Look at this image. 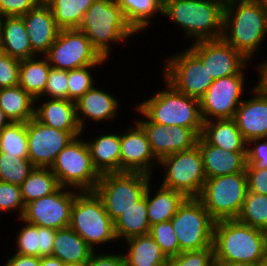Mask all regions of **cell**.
I'll list each match as a JSON object with an SVG mask.
<instances>
[{"label":"cell","instance_id":"cell-10","mask_svg":"<svg viewBox=\"0 0 267 266\" xmlns=\"http://www.w3.org/2000/svg\"><path fill=\"white\" fill-rule=\"evenodd\" d=\"M159 166L165 170L161 185L181 192L186 198H198L206 175L198 145L163 157Z\"/></svg>","mask_w":267,"mask_h":266},{"label":"cell","instance_id":"cell-34","mask_svg":"<svg viewBox=\"0 0 267 266\" xmlns=\"http://www.w3.org/2000/svg\"><path fill=\"white\" fill-rule=\"evenodd\" d=\"M20 60L19 86L34 99L44 93L51 66L45 56Z\"/></svg>","mask_w":267,"mask_h":266},{"label":"cell","instance_id":"cell-26","mask_svg":"<svg viewBox=\"0 0 267 266\" xmlns=\"http://www.w3.org/2000/svg\"><path fill=\"white\" fill-rule=\"evenodd\" d=\"M86 142L93 166L100 175L121 172L120 133L107 132Z\"/></svg>","mask_w":267,"mask_h":266},{"label":"cell","instance_id":"cell-3","mask_svg":"<svg viewBox=\"0 0 267 266\" xmlns=\"http://www.w3.org/2000/svg\"><path fill=\"white\" fill-rule=\"evenodd\" d=\"M212 246L215 262L261 264L267 250V233L237 219L215 221Z\"/></svg>","mask_w":267,"mask_h":266},{"label":"cell","instance_id":"cell-33","mask_svg":"<svg viewBox=\"0 0 267 266\" xmlns=\"http://www.w3.org/2000/svg\"><path fill=\"white\" fill-rule=\"evenodd\" d=\"M0 108L11 122H27L34 117L35 99L19 85L1 88Z\"/></svg>","mask_w":267,"mask_h":266},{"label":"cell","instance_id":"cell-5","mask_svg":"<svg viewBox=\"0 0 267 266\" xmlns=\"http://www.w3.org/2000/svg\"><path fill=\"white\" fill-rule=\"evenodd\" d=\"M164 82L165 88L136 104L137 112L154 123L165 127L184 126L201 136L203 120L199 100L179 92L165 79Z\"/></svg>","mask_w":267,"mask_h":266},{"label":"cell","instance_id":"cell-1","mask_svg":"<svg viewBox=\"0 0 267 266\" xmlns=\"http://www.w3.org/2000/svg\"><path fill=\"white\" fill-rule=\"evenodd\" d=\"M266 37L267 10L257 0H226L222 38L229 45L251 62Z\"/></svg>","mask_w":267,"mask_h":266},{"label":"cell","instance_id":"cell-28","mask_svg":"<svg viewBox=\"0 0 267 266\" xmlns=\"http://www.w3.org/2000/svg\"><path fill=\"white\" fill-rule=\"evenodd\" d=\"M201 136L210 145L220 147L226 151L247 152V142L234 119L204 121Z\"/></svg>","mask_w":267,"mask_h":266},{"label":"cell","instance_id":"cell-29","mask_svg":"<svg viewBox=\"0 0 267 266\" xmlns=\"http://www.w3.org/2000/svg\"><path fill=\"white\" fill-rule=\"evenodd\" d=\"M94 250L70 226L56 230L53 257L68 265L86 263Z\"/></svg>","mask_w":267,"mask_h":266},{"label":"cell","instance_id":"cell-43","mask_svg":"<svg viewBox=\"0 0 267 266\" xmlns=\"http://www.w3.org/2000/svg\"><path fill=\"white\" fill-rule=\"evenodd\" d=\"M214 262V249L211 245L200 250L181 252L168 258L165 266H211Z\"/></svg>","mask_w":267,"mask_h":266},{"label":"cell","instance_id":"cell-17","mask_svg":"<svg viewBox=\"0 0 267 266\" xmlns=\"http://www.w3.org/2000/svg\"><path fill=\"white\" fill-rule=\"evenodd\" d=\"M204 64L212 78L239 74L250 63L223 38L200 40L188 47Z\"/></svg>","mask_w":267,"mask_h":266},{"label":"cell","instance_id":"cell-20","mask_svg":"<svg viewBox=\"0 0 267 266\" xmlns=\"http://www.w3.org/2000/svg\"><path fill=\"white\" fill-rule=\"evenodd\" d=\"M253 87L247 92L252 91L254 96L242 101L233 118L247 143L267 138V95Z\"/></svg>","mask_w":267,"mask_h":266},{"label":"cell","instance_id":"cell-57","mask_svg":"<svg viewBox=\"0 0 267 266\" xmlns=\"http://www.w3.org/2000/svg\"><path fill=\"white\" fill-rule=\"evenodd\" d=\"M261 266H267V250L265 252V256L261 262Z\"/></svg>","mask_w":267,"mask_h":266},{"label":"cell","instance_id":"cell-50","mask_svg":"<svg viewBox=\"0 0 267 266\" xmlns=\"http://www.w3.org/2000/svg\"><path fill=\"white\" fill-rule=\"evenodd\" d=\"M93 251L86 266H125V258L123 254L118 253H97ZM97 253V254H96Z\"/></svg>","mask_w":267,"mask_h":266},{"label":"cell","instance_id":"cell-11","mask_svg":"<svg viewBox=\"0 0 267 266\" xmlns=\"http://www.w3.org/2000/svg\"><path fill=\"white\" fill-rule=\"evenodd\" d=\"M170 220L180 253L212 245L215 220L198 198H186Z\"/></svg>","mask_w":267,"mask_h":266},{"label":"cell","instance_id":"cell-53","mask_svg":"<svg viewBox=\"0 0 267 266\" xmlns=\"http://www.w3.org/2000/svg\"><path fill=\"white\" fill-rule=\"evenodd\" d=\"M40 266H67L59 258L53 256L40 257Z\"/></svg>","mask_w":267,"mask_h":266},{"label":"cell","instance_id":"cell-37","mask_svg":"<svg viewBox=\"0 0 267 266\" xmlns=\"http://www.w3.org/2000/svg\"><path fill=\"white\" fill-rule=\"evenodd\" d=\"M95 0H52L50 6L53 17L60 29H78L85 12Z\"/></svg>","mask_w":267,"mask_h":266},{"label":"cell","instance_id":"cell-12","mask_svg":"<svg viewBox=\"0 0 267 266\" xmlns=\"http://www.w3.org/2000/svg\"><path fill=\"white\" fill-rule=\"evenodd\" d=\"M163 60V78L189 97L199 100L214 81L202 61L189 48Z\"/></svg>","mask_w":267,"mask_h":266},{"label":"cell","instance_id":"cell-30","mask_svg":"<svg viewBox=\"0 0 267 266\" xmlns=\"http://www.w3.org/2000/svg\"><path fill=\"white\" fill-rule=\"evenodd\" d=\"M149 185L145 191L147 201V215L149 224L154 225L160 222L169 221L177 212L178 207L184 202L186 197L178 191L159 186L152 194ZM153 195V196H152Z\"/></svg>","mask_w":267,"mask_h":266},{"label":"cell","instance_id":"cell-16","mask_svg":"<svg viewBox=\"0 0 267 266\" xmlns=\"http://www.w3.org/2000/svg\"><path fill=\"white\" fill-rule=\"evenodd\" d=\"M28 158L34 167L50 168L57 155L83 132H67L45 125L34 117L26 122Z\"/></svg>","mask_w":267,"mask_h":266},{"label":"cell","instance_id":"cell-54","mask_svg":"<svg viewBox=\"0 0 267 266\" xmlns=\"http://www.w3.org/2000/svg\"><path fill=\"white\" fill-rule=\"evenodd\" d=\"M11 123V120L6 116L3 110L0 108V131L8 126Z\"/></svg>","mask_w":267,"mask_h":266},{"label":"cell","instance_id":"cell-23","mask_svg":"<svg viewBox=\"0 0 267 266\" xmlns=\"http://www.w3.org/2000/svg\"><path fill=\"white\" fill-rule=\"evenodd\" d=\"M197 145L207 179L246 171L247 152L226 151L210 145L202 136H199Z\"/></svg>","mask_w":267,"mask_h":266},{"label":"cell","instance_id":"cell-44","mask_svg":"<svg viewBox=\"0 0 267 266\" xmlns=\"http://www.w3.org/2000/svg\"><path fill=\"white\" fill-rule=\"evenodd\" d=\"M68 70L50 68L44 93L35 100L45 98L68 100Z\"/></svg>","mask_w":267,"mask_h":266},{"label":"cell","instance_id":"cell-41","mask_svg":"<svg viewBox=\"0 0 267 266\" xmlns=\"http://www.w3.org/2000/svg\"><path fill=\"white\" fill-rule=\"evenodd\" d=\"M98 66L104 65H88L82 68L68 70V100L76 102L96 84L91 70L96 69Z\"/></svg>","mask_w":267,"mask_h":266},{"label":"cell","instance_id":"cell-31","mask_svg":"<svg viewBox=\"0 0 267 266\" xmlns=\"http://www.w3.org/2000/svg\"><path fill=\"white\" fill-rule=\"evenodd\" d=\"M125 266H165L168 258L160 246L149 235L135 236L126 239Z\"/></svg>","mask_w":267,"mask_h":266},{"label":"cell","instance_id":"cell-18","mask_svg":"<svg viewBox=\"0 0 267 266\" xmlns=\"http://www.w3.org/2000/svg\"><path fill=\"white\" fill-rule=\"evenodd\" d=\"M143 119L135 121L143 128L154 156L160 161L163 157L179 151H185L197 145L199 136L184 126L165 127L149 121L141 113Z\"/></svg>","mask_w":267,"mask_h":266},{"label":"cell","instance_id":"cell-45","mask_svg":"<svg viewBox=\"0 0 267 266\" xmlns=\"http://www.w3.org/2000/svg\"><path fill=\"white\" fill-rule=\"evenodd\" d=\"M24 208L20 186L0 181V214L18 211L17 216L21 218Z\"/></svg>","mask_w":267,"mask_h":266},{"label":"cell","instance_id":"cell-42","mask_svg":"<svg viewBox=\"0 0 267 266\" xmlns=\"http://www.w3.org/2000/svg\"><path fill=\"white\" fill-rule=\"evenodd\" d=\"M149 235L160 246L167 258L177 256L180 253L178 239L171 220L151 225Z\"/></svg>","mask_w":267,"mask_h":266},{"label":"cell","instance_id":"cell-56","mask_svg":"<svg viewBox=\"0 0 267 266\" xmlns=\"http://www.w3.org/2000/svg\"><path fill=\"white\" fill-rule=\"evenodd\" d=\"M37 4L48 5L52 0H34Z\"/></svg>","mask_w":267,"mask_h":266},{"label":"cell","instance_id":"cell-32","mask_svg":"<svg viewBox=\"0 0 267 266\" xmlns=\"http://www.w3.org/2000/svg\"><path fill=\"white\" fill-rule=\"evenodd\" d=\"M114 230L117 241L149 234L150 224L145 195L114 221Z\"/></svg>","mask_w":267,"mask_h":266},{"label":"cell","instance_id":"cell-15","mask_svg":"<svg viewBox=\"0 0 267 266\" xmlns=\"http://www.w3.org/2000/svg\"><path fill=\"white\" fill-rule=\"evenodd\" d=\"M79 192L75 189L60 187L51 195L26 204L21 219L39 227L55 230L69 227L72 205Z\"/></svg>","mask_w":267,"mask_h":266},{"label":"cell","instance_id":"cell-9","mask_svg":"<svg viewBox=\"0 0 267 266\" xmlns=\"http://www.w3.org/2000/svg\"><path fill=\"white\" fill-rule=\"evenodd\" d=\"M152 176L141 172H115L100 176L95 192L114 222L144 195Z\"/></svg>","mask_w":267,"mask_h":266},{"label":"cell","instance_id":"cell-4","mask_svg":"<svg viewBox=\"0 0 267 266\" xmlns=\"http://www.w3.org/2000/svg\"><path fill=\"white\" fill-rule=\"evenodd\" d=\"M90 39L92 46L105 59H110L111 46L125 44L138 34L127 22L117 0H95L85 12L78 28ZM113 43V44H112Z\"/></svg>","mask_w":267,"mask_h":266},{"label":"cell","instance_id":"cell-25","mask_svg":"<svg viewBox=\"0 0 267 266\" xmlns=\"http://www.w3.org/2000/svg\"><path fill=\"white\" fill-rule=\"evenodd\" d=\"M1 52L18 60L37 56L30 44L29 36L21 16L0 18Z\"/></svg>","mask_w":267,"mask_h":266},{"label":"cell","instance_id":"cell-38","mask_svg":"<svg viewBox=\"0 0 267 266\" xmlns=\"http://www.w3.org/2000/svg\"><path fill=\"white\" fill-rule=\"evenodd\" d=\"M241 223L267 232V195L247 192L240 214Z\"/></svg>","mask_w":267,"mask_h":266},{"label":"cell","instance_id":"cell-52","mask_svg":"<svg viewBox=\"0 0 267 266\" xmlns=\"http://www.w3.org/2000/svg\"><path fill=\"white\" fill-rule=\"evenodd\" d=\"M263 61L256 66V72L258 71V83L256 82L255 87L260 92L267 95V59Z\"/></svg>","mask_w":267,"mask_h":266},{"label":"cell","instance_id":"cell-40","mask_svg":"<svg viewBox=\"0 0 267 266\" xmlns=\"http://www.w3.org/2000/svg\"><path fill=\"white\" fill-rule=\"evenodd\" d=\"M35 167L29 158L0 152V181L20 186Z\"/></svg>","mask_w":267,"mask_h":266},{"label":"cell","instance_id":"cell-39","mask_svg":"<svg viewBox=\"0 0 267 266\" xmlns=\"http://www.w3.org/2000/svg\"><path fill=\"white\" fill-rule=\"evenodd\" d=\"M0 152L28 158L26 122H11L0 131Z\"/></svg>","mask_w":267,"mask_h":266},{"label":"cell","instance_id":"cell-59","mask_svg":"<svg viewBox=\"0 0 267 266\" xmlns=\"http://www.w3.org/2000/svg\"><path fill=\"white\" fill-rule=\"evenodd\" d=\"M211 266H223V265L218 262H214Z\"/></svg>","mask_w":267,"mask_h":266},{"label":"cell","instance_id":"cell-58","mask_svg":"<svg viewBox=\"0 0 267 266\" xmlns=\"http://www.w3.org/2000/svg\"><path fill=\"white\" fill-rule=\"evenodd\" d=\"M267 10V0H257Z\"/></svg>","mask_w":267,"mask_h":266},{"label":"cell","instance_id":"cell-51","mask_svg":"<svg viewBox=\"0 0 267 266\" xmlns=\"http://www.w3.org/2000/svg\"><path fill=\"white\" fill-rule=\"evenodd\" d=\"M4 266H40V257L15 253Z\"/></svg>","mask_w":267,"mask_h":266},{"label":"cell","instance_id":"cell-8","mask_svg":"<svg viewBox=\"0 0 267 266\" xmlns=\"http://www.w3.org/2000/svg\"><path fill=\"white\" fill-rule=\"evenodd\" d=\"M50 169L61 187L80 192L95 191L101 176L93 166L86 140L79 136L57 155Z\"/></svg>","mask_w":267,"mask_h":266},{"label":"cell","instance_id":"cell-24","mask_svg":"<svg viewBox=\"0 0 267 266\" xmlns=\"http://www.w3.org/2000/svg\"><path fill=\"white\" fill-rule=\"evenodd\" d=\"M34 118L52 128L67 132H83L77 121L76 102L71 100L49 98H46L45 102L35 100Z\"/></svg>","mask_w":267,"mask_h":266},{"label":"cell","instance_id":"cell-49","mask_svg":"<svg viewBox=\"0 0 267 266\" xmlns=\"http://www.w3.org/2000/svg\"><path fill=\"white\" fill-rule=\"evenodd\" d=\"M246 174L248 191L267 195V168L256 169L253 165H247Z\"/></svg>","mask_w":267,"mask_h":266},{"label":"cell","instance_id":"cell-55","mask_svg":"<svg viewBox=\"0 0 267 266\" xmlns=\"http://www.w3.org/2000/svg\"><path fill=\"white\" fill-rule=\"evenodd\" d=\"M223 266H261V264H253L249 262H230V263H220Z\"/></svg>","mask_w":267,"mask_h":266},{"label":"cell","instance_id":"cell-13","mask_svg":"<svg viewBox=\"0 0 267 266\" xmlns=\"http://www.w3.org/2000/svg\"><path fill=\"white\" fill-rule=\"evenodd\" d=\"M55 69L73 70L108 61L92 46L90 39L79 29H61L57 39L44 55Z\"/></svg>","mask_w":267,"mask_h":266},{"label":"cell","instance_id":"cell-2","mask_svg":"<svg viewBox=\"0 0 267 266\" xmlns=\"http://www.w3.org/2000/svg\"><path fill=\"white\" fill-rule=\"evenodd\" d=\"M225 5L226 0H163L162 15L174 21L192 42L219 39L224 31Z\"/></svg>","mask_w":267,"mask_h":266},{"label":"cell","instance_id":"cell-60","mask_svg":"<svg viewBox=\"0 0 267 266\" xmlns=\"http://www.w3.org/2000/svg\"><path fill=\"white\" fill-rule=\"evenodd\" d=\"M68 266H86V263L78 264V265H68Z\"/></svg>","mask_w":267,"mask_h":266},{"label":"cell","instance_id":"cell-14","mask_svg":"<svg viewBox=\"0 0 267 266\" xmlns=\"http://www.w3.org/2000/svg\"><path fill=\"white\" fill-rule=\"evenodd\" d=\"M245 69L239 74L215 79L208 90L199 99L200 113L203 122L214 119H233L239 105L244 100L242 95L247 91L244 86ZM245 70V71H244ZM242 97V98H241Z\"/></svg>","mask_w":267,"mask_h":266},{"label":"cell","instance_id":"cell-27","mask_svg":"<svg viewBox=\"0 0 267 266\" xmlns=\"http://www.w3.org/2000/svg\"><path fill=\"white\" fill-rule=\"evenodd\" d=\"M18 220L23 224L15 239L16 253L37 257L51 256L56 230L24 222L21 218Z\"/></svg>","mask_w":267,"mask_h":266},{"label":"cell","instance_id":"cell-6","mask_svg":"<svg viewBox=\"0 0 267 266\" xmlns=\"http://www.w3.org/2000/svg\"><path fill=\"white\" fill-rule=\"evenodd\" d=\"M70 227L95 251L97 245L118 241L114 222L95 191L79 192L72 205Z\"/></svg>","mask_w":267,"mask_h":266},{"label":"cell","instance_id":"cell-48","mask_svg":"<svg viewBox=\"0 0 267 266\" xmlns=\"http://www.w3.org/2000/svg\"><path fill=\"white\" fill-rule=\"evenodd\" d=\"M36 5L34 0H0V18L23 16Z\"/></svg>","mask_w":267,"mask_h":266},{"label":"cell","instance_id":"cell-36","mask_svg":"<svg viewBox=\"0 0 267 266\" xmlns=\"http://www.w3.org/2000/svg\"><path fill=\"white\" fill-rule=\"evenodd\" d=\"M127 22L139 34L156 14H162L163 0H117Z\"/></svg>","mask_w":267,"mask_h":266},{"label":"cell","instance_id":"cell-46","mask_svg":"<svg viewBox=\"0 0 267 266\" xmlns=\"http://www.w3.org/2000/svg\"><path fill=\"white\" fill-rule=\"evenodd\" d=\"M20 60L0 54V89L19 85Z\"/></svg>","mask_w":267,"mask_h":266},{"label":"cell","instance_id":"cell-47","mask_svg":"<svg viewBox=\"0 0 267 266\" xmlns=\"http://www.w3.org/2000/svg\"><path fill=\"white\" fill-rule=\"evenodd\" d=\"M247 165L256 169L267 168V138L253 139L247 143Z\"/></svg>","mask_w":267,"mask_h":266},{"label":"cell","instance_id":"cell-19","mask_svg":"<svg viewBox=\"0 0 267 266\" xmlns=\"http://www.w3.org/2000/svg\"><path fill=\"white\" fill-rule=\"evenodd\" d=\"M133 126L126 128V133H120L121 172H141L153 176L159 160L154 156L143 128L136 121Z\"/></svg>","mask_w":267,"mask_h":266},{"label":"cell","instance_id":"cell-21","mask_svg":"<svg viewBox=\"0 0 267 266\" xmlns=\"http://www.w3.org/2000/svg\"><path fill=\"white\" fill-rule=\"evenodd\" d=\"M21 17L26 26L32 51L37 56H44L61 30L56 24L50 6L37 4Z\"/></svg>","mask_w":267,"mask_h":266},{"label":"cell","instance_id":"cell-22","mask_svg":"<svg viewBox=\"0 0 267 266\" xmlns=\"http://www.w3.org/2000/svg\"><path fill=\"white\" fill-rule=\"evenodd\" d=\"M119 102V99L117 100L107 90L103 91L95 85L89 89L76 101L77 121L83 133L87 127L84 125L87 123V119L93 120L95 123L114 120L118 116Z\"/></svg>","mask_w":267,"mask_h":266},{"label":"cell","instance_id":"cell-35","mask_svg":"<svg viewBox=\"0 0 267 266\" xmlns=\"http://www.w3.org/2000/svg\"><path fill=\"white\" fill-rule=\"evenodd\" d=\"M57 177L50 168L35 167L20 185L24 204L51 195L60 188Z\"/></svg>","mask_w":267,"mask_h":266},{"label":"cell","instance_id":"cell-7","mask_svg":"<svg viewBox=\"0 0 267 266\" xmlns=\"http://www.w3.org/2000/svg\"><path fill=\"white\" fill-rule=\"evenodd\" d=\"M247 192L248 180L244 171L206 179L198 199L215 221L236 219Z\"/></svg>","mask_w":267,"mask_h":266}]
</instances>
